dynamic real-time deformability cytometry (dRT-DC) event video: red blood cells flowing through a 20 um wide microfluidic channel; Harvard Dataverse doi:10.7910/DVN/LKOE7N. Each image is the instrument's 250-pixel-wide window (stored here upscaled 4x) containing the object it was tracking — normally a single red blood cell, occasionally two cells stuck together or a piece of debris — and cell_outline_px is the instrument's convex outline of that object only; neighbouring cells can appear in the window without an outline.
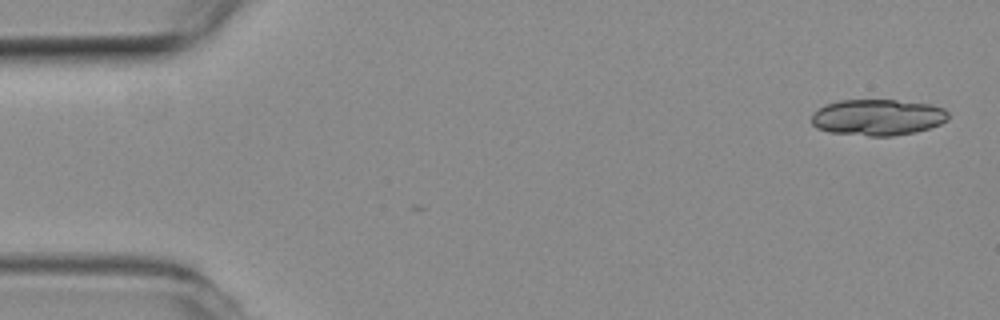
{"species": "common noctule bat (a hibernating species)", "species_latin": "Nyctalus noctula", "temperature_condition": "room temperature", "stored_images_in_passage": 2, "camera_frame_rate_fps": 3000, "um_per_image_px": 0.085, "animal": {"sex": "female", "body_mass_g": 19.3, "forearm_length_mm": 54.1}, "frame": {"image": 1, "passage_image": 2, "time_ms": 0.333, "image_size_px": [1000, 320], "cell_outline_px": [[948, 120], [940, 124], [916, 132], [892, 136], [868, 136], [828, 132], [816, 128], [812, 124], [812, 112], [824, 104], [840, 100], [896, 100], [928, 104], [944, 108], [948, 112]], "centroid_in_image_um": [74.57, 9.97], "position_along_channel_um": 10.4, "area_um2": 29.07}}